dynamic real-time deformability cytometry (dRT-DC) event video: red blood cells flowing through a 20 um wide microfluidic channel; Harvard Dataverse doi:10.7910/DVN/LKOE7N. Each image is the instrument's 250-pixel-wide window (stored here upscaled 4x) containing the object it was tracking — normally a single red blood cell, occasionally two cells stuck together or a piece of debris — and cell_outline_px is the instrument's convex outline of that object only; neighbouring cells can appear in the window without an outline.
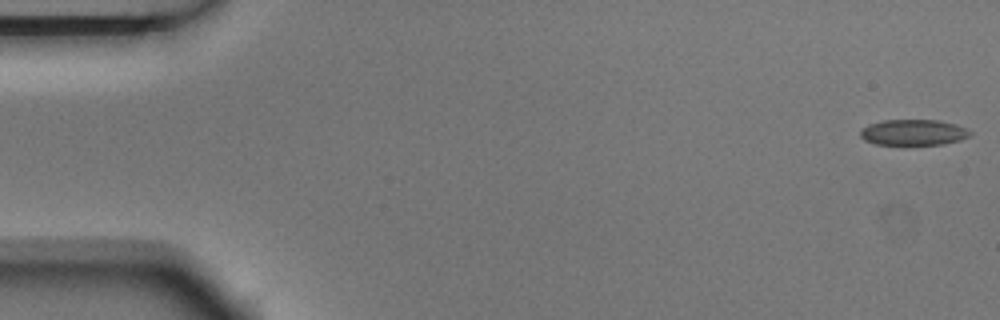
{"species": "Egyptian fruit bat (a non-hibernating species)", "species_latin": "Rousettus aegyptiacus", "temperature_condition": "room temperature", "stored_images_in_passage": 5, "camera_frame_rate_fps": 3000, "um_per_image_px": 0.085, "animal": {"sex": "male"}, "frame": {"image": 1, "passage_image": 1, "time_ms": 0.0, "image_size_px": [1000, 320], "cell_outline_px": [[972, 136], [960, 140], [944, 144], [876, 144], [864, 140], [860, 136], [860, 132], [868, 124], [884, 120], [940, 120], [956, 124], [972, 132]], "centroid_in_image_um": [77.67, 11.25], "position_along_channel_um": 7.3, "area_um2": 16.47}}
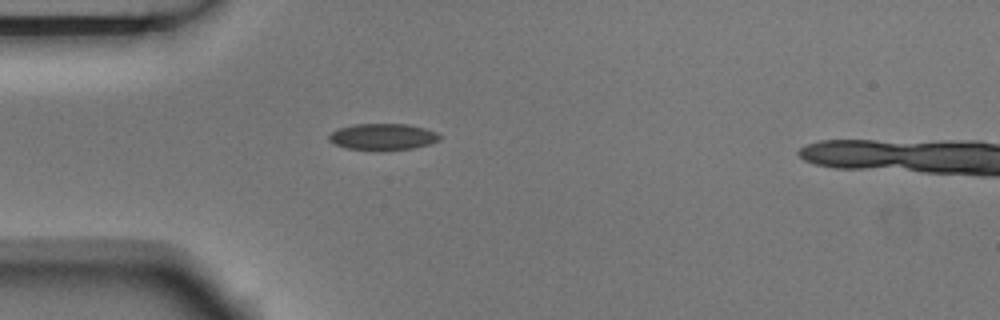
{"frame": {"image": 2, "passage_image": 5, "time_ms": 1.333, "image_size_px": [1000, 320], "cell_outline_px": [[440, 140], [428, 144], [412, 148], [348, 148], [336, 144], [328, 140], [328, 136], [332, 132], [340, 128], [352, 124], [408, 124], [424, 128], [436, 132], [440, 136]], "centroid_in_image_um": [32.55, 11.58], "position_along_channel_um": 52.5, "area_um2": 16.3}}